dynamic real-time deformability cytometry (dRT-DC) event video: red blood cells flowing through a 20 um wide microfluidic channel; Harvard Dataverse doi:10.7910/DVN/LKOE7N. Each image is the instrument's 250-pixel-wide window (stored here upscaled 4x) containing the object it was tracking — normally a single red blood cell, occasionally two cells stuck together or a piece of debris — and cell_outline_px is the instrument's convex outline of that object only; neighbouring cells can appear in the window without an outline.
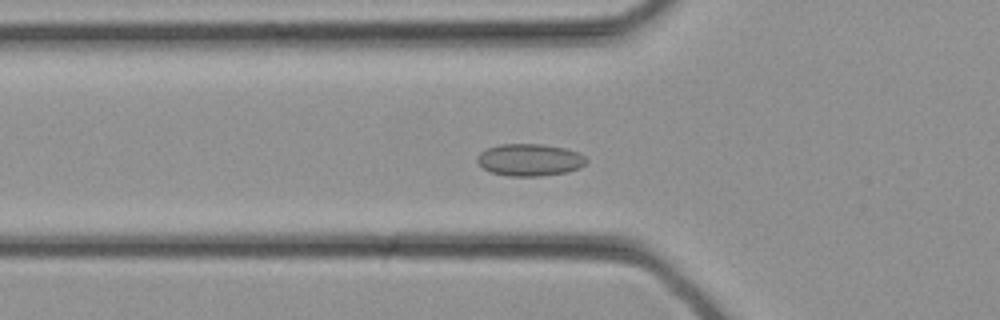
{"species": "common noctule bat (a hibernating species)", "species_latin": "Nyctalus noctula", "temperature_condition": "cold", "stored_images_in_passage": 33, "camera_frame_rate_fps": 3000, "um_per_image_px": 0.085, "animal": {"sex": "female", "body_mass_g": 21.9}, "frame": {"image": 1, "passage_image": 11, "time_ms": 3.333, "image_size_px": [1000, 320], "cell_outline_px": [[588, 160], [580, 168], [568, 172], [540, 176], [508, 176], [492, 172], [484, 168], [476, 160], [476, 156], [480, 152], [488, 148], [500, 144], [540, 144], [564, 148], [580, 152]], "centroid_in_image_um": [45.04, 13.59], "position_along_channel_um": 80.8, "area_um2": 20.46}}
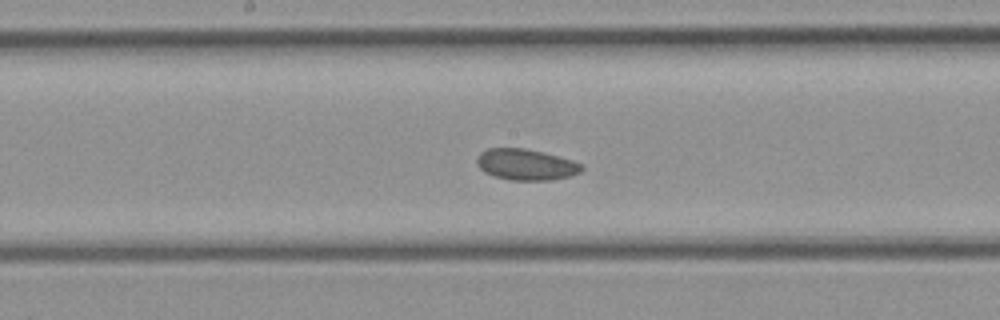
{"frame": {"image": 2, "passage_image": 17, "time_ms": 5.333, "image_size_px": [1000, 320], "cell_outline_px": [[584, 168], [580, 172], [572, 176], [552, 180], [508, 180], [484, 172], [476, 164], [476, 160], [480, 152], [488, 148], [528, 148], [544, 152], [572, 160], [584, 164]], "centroid_in_image_um": [44.73, 13.98], "position_along_channel_um": 203.5, "area_um2": 19.25}}
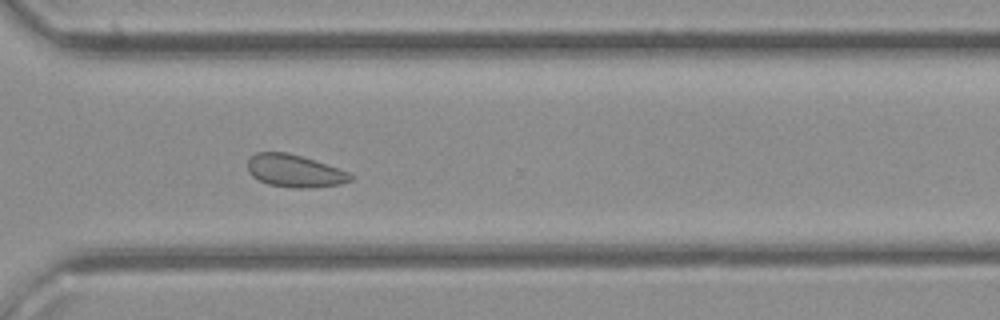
{"frame": {"image": 3, "passage_image": 24, "time_ms": 7.667, "image_size_px": [1000, 320], "cell_outline_px": [[352, 180], [340, 184], [312, 188], [296, 188], [268, 184], [252, 176], [248, 172], [248, 160], [256, 152], [288, 152], [348, 172], [352, 176]], "centroid_in_image_um": [25.01, 14.53], "position_along_channel_um": 345.6, "area_um2": 19.19}}